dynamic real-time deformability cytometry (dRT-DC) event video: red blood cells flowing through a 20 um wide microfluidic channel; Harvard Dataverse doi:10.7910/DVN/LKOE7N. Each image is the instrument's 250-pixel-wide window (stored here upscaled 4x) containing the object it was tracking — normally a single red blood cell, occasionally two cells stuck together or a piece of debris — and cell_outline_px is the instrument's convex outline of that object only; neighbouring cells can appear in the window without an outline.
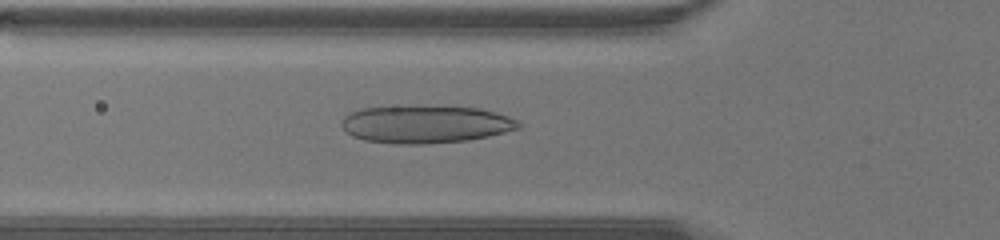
{"species": "human", "species_latin": "Homo sapiens", "temperature_condition": "warm", "stored_images_in_passage": 44, "camera_frame_rate_fps": 3000, "um_per_image_px": 0.085, "donor": {"sex": "male"}, "frame": {"image": 1, "passage_image": 15, "time_ms": 4.667, "image_size_px": [1000, 240], "cell_outline_px": [[520, 128], [488, 136], [468, 140], [424, 144], [396, 144], [364, 140], [352, 136], [344, 132], [340, 124], [344, 116], [360, 108], [480, 108], [496, 112], [508, 116], [516, 120], [520, 124]], "centroid_in_image_um": [36.14, 10.6], "position_along_channel_um": 89.7, "area_um2": 37.97}}
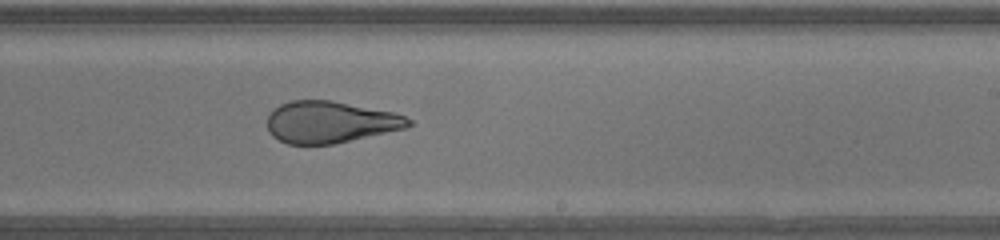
{"frame": {"image": 2, "passage_image": 26, "time_ms": 8.333, "image_size_px": [1000, 240], "cell_outline_px": [[412, 124], [404, 128], [332, 144], [288, 144], [272, 136], [268, 132], [268, 116], [272, 108], [288, 100], [332, 100], [396, 112], [412, 120]], "centroid_in_image_um": [28.03, 10.35], "position_along_channel_um": 261.0, "area_um2": 34.39}}
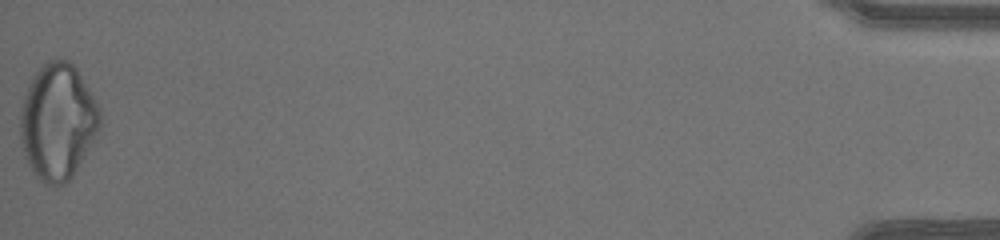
{"frame": {"image": 3, "passage_image": 44, "time_ms": 14.333, "image_size_px": [1000, 240], "cell_outline_px": [[100, 128], [96, 140], [72, 176], [64, 184], [44, 184], [32, 172], [24, 156], [20, 140], [20, 116], [24, 96], [36, 72], [48, 60], [68, 60], [76, 68], [96, 100], [100, 108]], "centroid_in_image_um": [4.92, 10.37], "position_along_channel_um": 430.3, "area_um2": 53.87}}